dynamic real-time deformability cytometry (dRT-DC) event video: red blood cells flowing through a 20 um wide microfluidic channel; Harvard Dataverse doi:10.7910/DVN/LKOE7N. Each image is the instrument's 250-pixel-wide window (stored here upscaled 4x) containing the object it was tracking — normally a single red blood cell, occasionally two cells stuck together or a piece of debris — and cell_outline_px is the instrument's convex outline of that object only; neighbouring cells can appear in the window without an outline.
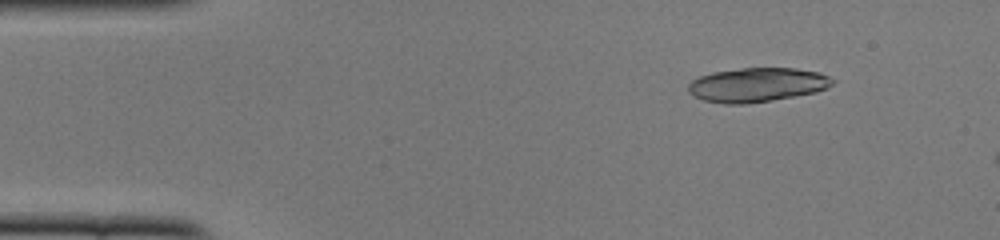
{"species": "common noctule bat (a hibernating species)", "species_latin": "Nyctalus noctula", "temperature_condition": "cold", "stored_images_in_passage": 50, "segment_of_instrument_passage": [1, 2], "camera_frame_rate_fps": 3000, "um_per_image_px": 0.085, "animal": {"sex": "female", "body_mass_g": 22.0, "forearm_length_mm": 56.7}, "frame": {"image": 1, "passage_image": 6, "time_ms": 1.667, "image_size_px": [1000, 240], "cell_outline_px": [[836, 80], [828, 88], [816, 92], [744, 104], [724, 104], [704, 100], [688, 92], [688, 84], [692, 80], [700, 76], [712, 72], [740, 68], [796, 68], [820, 72]], "centroid_in_image_um": [64.36, 7.19], "position_along_channel_um": 20.6, "area_um2": 28.61}}